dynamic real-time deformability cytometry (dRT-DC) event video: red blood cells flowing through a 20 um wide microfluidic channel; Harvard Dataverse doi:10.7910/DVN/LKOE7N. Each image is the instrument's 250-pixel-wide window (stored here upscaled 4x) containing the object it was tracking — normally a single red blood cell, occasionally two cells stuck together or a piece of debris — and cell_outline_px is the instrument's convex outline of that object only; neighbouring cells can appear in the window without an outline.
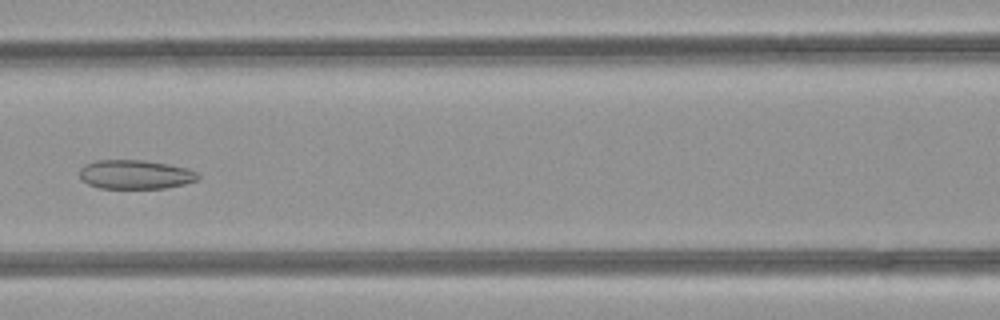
{"species": "common noctule bat (a hibernating species)", "species_latin": "Nyctalus noctula", "temperature_condition": "room temperature", "stored_images_in_passage": 49, "segment_of_instrument_passage": [1, 2], "camera_frame_rate_fps": 3000, "um_per_image_px": 0.085, "animal": {"sex": "female", "body_mass_g": 21.9}, "frame": {"image": 1, "passage_image": 21, "time_ms": 6.667, "image_size_px": [1000, 320], "cell_outline_px": [[200, 176], [196, 180], [184, 184], [164, 188], [100, 188], [88, 184], [80, 180], [80, 168], [84, 164], [96, 160], [144, 160], [168, 164], [188, 168], [200, 172]], "centroid_in_image_um": [11.5, 14.82], "position_along_channel_um": 155.1, "area_um2": 20.23}}
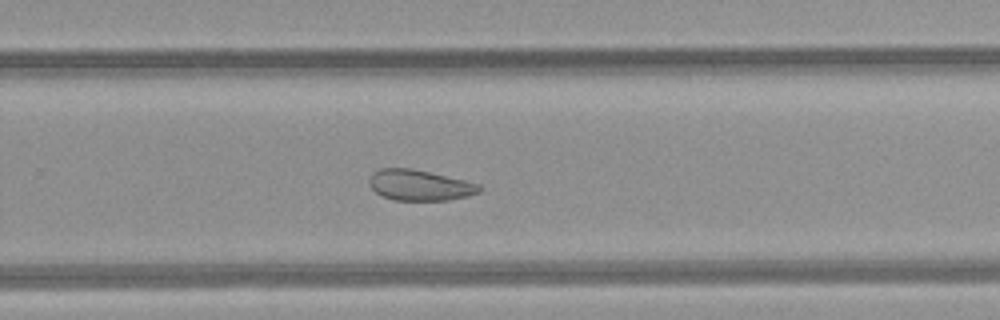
{"frame": {"image": 2, "passage_image": 31, "time_ms": 10.0, "image_size_px": [1000, 320], "cell_outline_px": [[484, 188], [480, 192], [468, 196], [448, 200], [392, 200], [380, 196], [368, 184], [368, 180], [372, 172], [380, 168], [412, 168], [464, 180], [480, 184]], "centroid_in_image_um": [35.65, 15.74], "position_along_channel_um": 294.1, "area_um2": 19.94}}
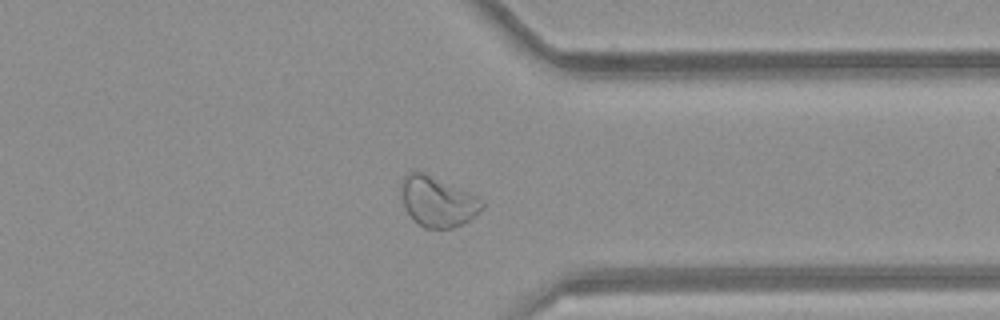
{"frame": {"image": 3, "passage_image": 37, "time_ms": 12.0, "image_size_px": [1000, 320], "cell_outline_px": [[484, 208], [468, 220], [452, 228], [424, 228], [404, 208], [400, 188], [400, 184], [404, 176], [408, 172], [420, 172], [476, 196], [484, 204]], "centroid_in_image_um": [37.16, 17.15], "position_along_channel_um": 374.2, "area_um2": 22.83}}